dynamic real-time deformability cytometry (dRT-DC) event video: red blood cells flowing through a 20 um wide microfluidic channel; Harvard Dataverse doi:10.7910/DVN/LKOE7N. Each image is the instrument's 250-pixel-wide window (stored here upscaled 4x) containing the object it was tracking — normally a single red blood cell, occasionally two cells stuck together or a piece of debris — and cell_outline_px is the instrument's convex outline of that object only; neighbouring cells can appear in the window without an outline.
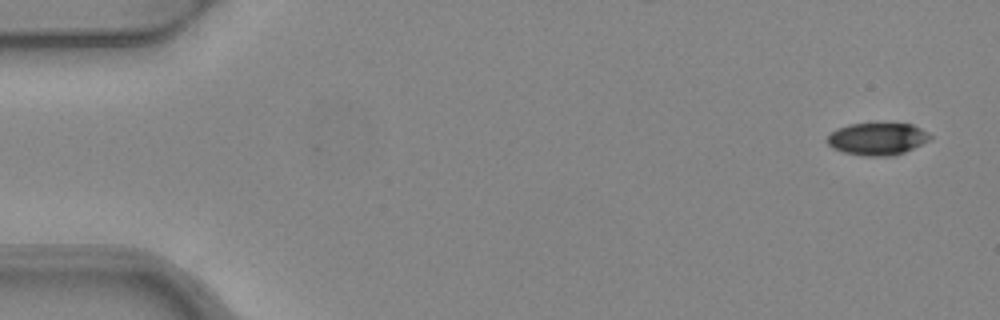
{"species": "common noctule bat (a hibernating species)", "species_latin": "Nyctalus noctula", "temperature_condition": "warm", "stored_images_in_passage": 8, "camera_frame_rate_fps": 3000, "um_per_image_px": 0.085, "animal": {"sex": "female", "body_mass_g": 24.6, "forearm_length_mm": 56.2}, "frame": {"image": 1, "passage_image": 1, "time_ms": 0.0, "image_size_px": [1000, 320], "cell_outline_px": [[932, 136], [928, 140], [904, 152], [892, 156], [864, 156], [844, 152], [832, 148], [828, 144], [828, 136], [836, 128], [848, 124], [912, 124], [928, 132]], "centroid_in_image_um": [74.55, 11.81], "position_along_channel_um": 10.4, "area_um2": 19.13}}
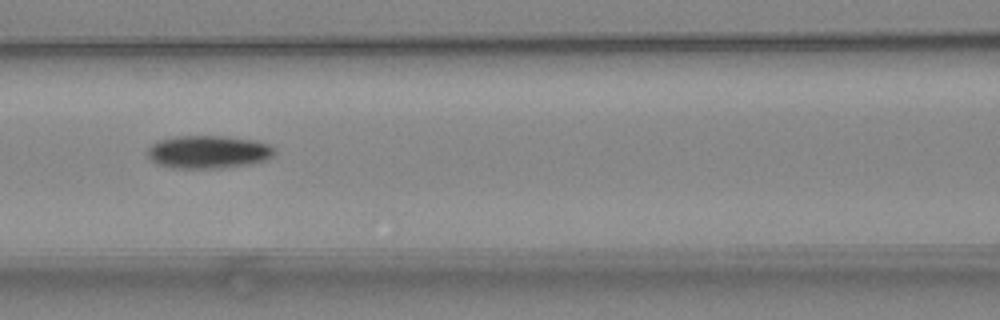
{"frame": {"image": 2, "passage_image": 7, "time_ms": 2.0, "image_size_px": [1000, 320], "cell_outline_px": [[276, 152], [272, 156], [264, 160], [248, 164], [220, 168], [172, 168], [156, 164], [148, 156], [148, 148], [152, 144], [160, 140], [176, 136], [224, 136], [252, 140], [268, 144], [276, 148]], "centroid_in_image_um": [17.7, 12.92], "position_along_channel_um": 148.9, "area_um2": 24.28}}
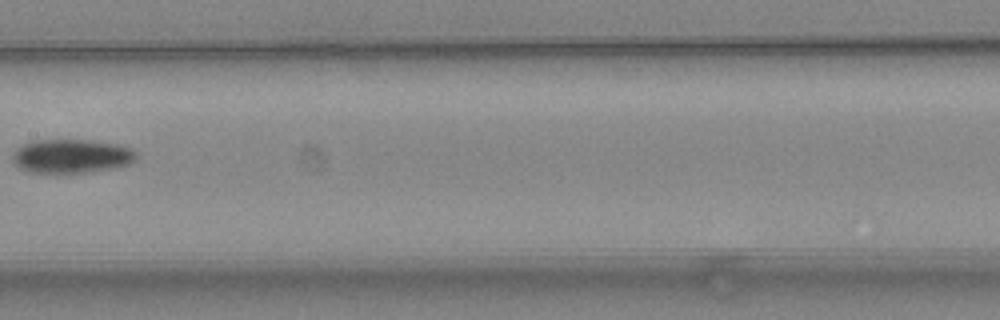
{"frame": {"image": 3, "passage_image": 8, "time_ms": 2.333, "image_size_px": [1000, 320], "cell_outline_px": [[136, 160], [128, 164], [112, 168], [92, 172], [28, 172], [20, 168], [12, 160], [12, 152], [16, 148], [24, 144], [36, 140], [88, 140], [120, 144], [132, 148], [136, 152]], "centroid_in_image_um": [6.08, 13.26], "position_along_channel_um": 201.3, "area_um2": 24.45}}